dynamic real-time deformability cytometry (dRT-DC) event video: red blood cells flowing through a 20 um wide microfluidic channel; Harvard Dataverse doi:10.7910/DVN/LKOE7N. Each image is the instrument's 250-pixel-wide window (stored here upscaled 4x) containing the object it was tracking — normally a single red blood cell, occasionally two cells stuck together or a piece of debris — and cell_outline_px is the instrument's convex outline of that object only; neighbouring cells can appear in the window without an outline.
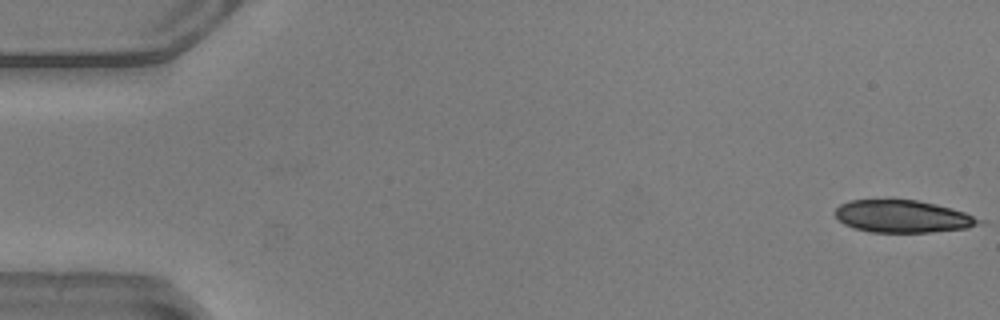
{"species": "common noctule bat (a hibernating species)", "species_latin": "Nyctalus noctula", "temperature_condition": "warm", "stored_images_in_passage": 8, "camera_frame_rate_fps": 3000, "um_per_image_px": 0.085, "animal": {"sex": "male", "body_mass_g": 20.5, "forearm_length_mm": 52.5}, "frame": {"image": 1, "passage_image": 1, "time_ms": 0.0, "image_size_px": [1000, 320], "cell_outline_px": [[984, 224], [968, 228], [932, 232], [868, 232], [852, 228], [844, 224], [836, 216], [836, 208], [840, 204], [848, 200], [916, 200], [936, 204], [952, 208], [964, 212], [984, 220]], "centroid_in_image_um": [76.76, 18.4], "position_along_channel_um": 8.2, "area_um2": 27.28}}